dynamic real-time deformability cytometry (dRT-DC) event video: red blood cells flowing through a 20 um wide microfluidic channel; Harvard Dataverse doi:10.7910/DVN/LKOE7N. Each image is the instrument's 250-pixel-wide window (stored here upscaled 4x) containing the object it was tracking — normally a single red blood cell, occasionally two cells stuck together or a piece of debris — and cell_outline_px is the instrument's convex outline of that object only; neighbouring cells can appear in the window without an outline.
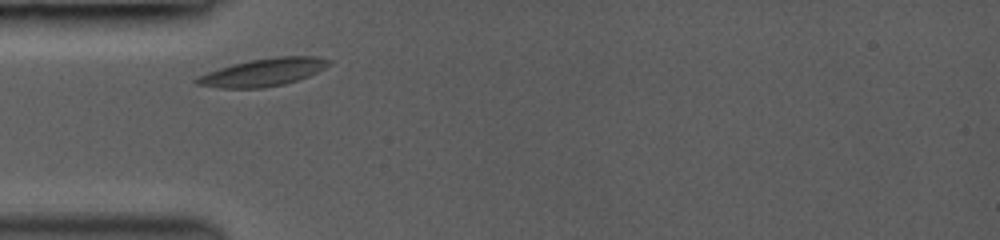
{"species": "common noctule bat (a hibernating species)", "species_latin": "Nyctalus noctula", "temperature_condition": "room temperature", "stored_images_in_passage": 6, "camera_frame_rate_fps": 3000, "um_per_image_px": 0.085, "animal": {"sex": "female", "body_mass_g": 19.0, "forearm_length_mm": 53.3}, "frame": {"image": 1, "passage_image": 1, "time_ms": 0.0, "image_size_px": [1000, 240], "cell_outline_px": [[332, 64], [308, 76], [284, 84], [264, 88], [220, 88], [196, 84], [192, 80], [196, 76], [232, 64], [252, 60], [276, 56], [316, 56], [332, 60]], "centroid_in_image_um": [22.37, 6.14], "position_along_channel_um": 62.6, "area_um2": 21.33}}
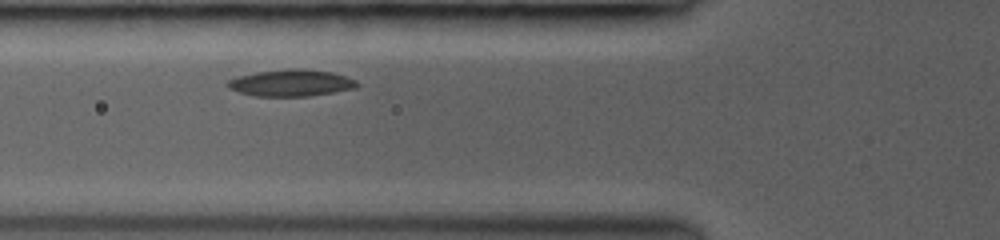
{"frame": {"image": 2, "passage_image": 4, "time_ms": 1.0, "image_size_px": [1000, 240], "cell_outline_px": [[360, 84], [356, 88], [308, 96], [256, 96], [240, 92], [228, 88], [224, 84], [228, 80], [236, 76], [256, 72], [292, 68], [296, 68], [332, 72], [356, 80]], "centroid_in_image_um": [24.71, 7.04], "position_along_channel_um": 101.1, "area_um2": 20.11}}